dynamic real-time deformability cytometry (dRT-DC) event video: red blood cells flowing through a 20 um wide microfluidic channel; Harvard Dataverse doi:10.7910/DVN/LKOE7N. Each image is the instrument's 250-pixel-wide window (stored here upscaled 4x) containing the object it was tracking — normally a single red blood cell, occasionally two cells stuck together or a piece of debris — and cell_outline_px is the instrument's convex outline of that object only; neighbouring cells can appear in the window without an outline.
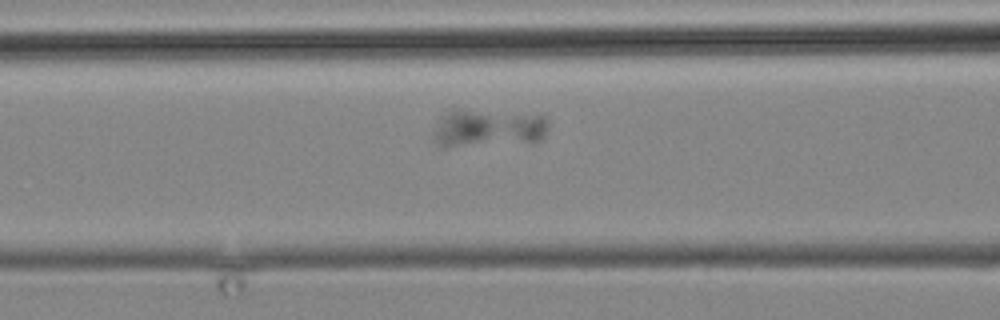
{"species": "common noctule bat (a hibernating species)", "species_latin": "Nyctalus noctula", "temperature_condition": "cold", "stored_images_in_passage": 5, "camera_frame_rate_fps": 3000, "um_per_image_px": 0.085, "animal": {"sex": "male", "body_mass_g": 19.2, "forearm_length_mm": 51.8}, "frame": {"image": 1, "passage_image": 4, "time_ms": 4.333, "image_size_px": [1000, 320], "cell_outline_px": [[548, 128], [544, 136], [540, 140], [532, 144], [448, 148], [444, 148], [432, 136], [432, 132], [440, 116], [444, 112], [452, 108], [456, 108], [544, 116], [548, 120]], "centroid_in_image_um": [41.46, 10.94], "position_along_channel_um": 125.1, "area_um2": 26.65}}